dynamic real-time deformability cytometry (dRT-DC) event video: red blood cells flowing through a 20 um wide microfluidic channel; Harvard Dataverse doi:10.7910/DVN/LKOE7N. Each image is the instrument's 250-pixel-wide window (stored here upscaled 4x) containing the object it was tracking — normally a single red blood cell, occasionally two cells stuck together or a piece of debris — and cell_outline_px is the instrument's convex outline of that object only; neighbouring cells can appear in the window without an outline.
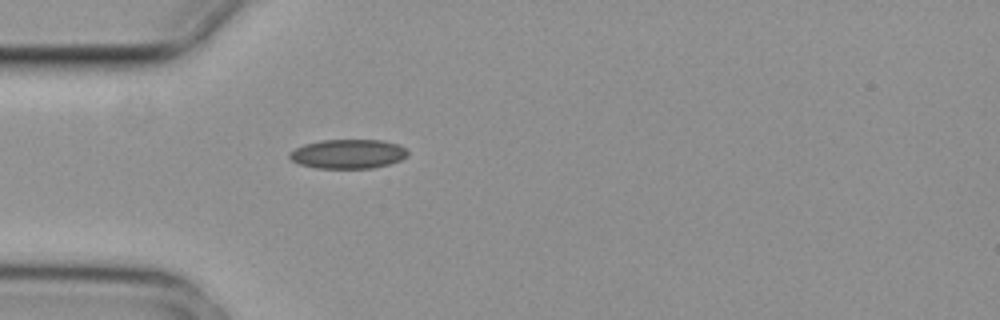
{"species": "common noctule bat (a hibernating species)", "species_latin": "Nyctalus noctula", "temperature_condition": "cold", "stored_images_in_passage": 1, "camera_frame_rate_fps": 3000, "um_per_image_px": 0.085, "animal": {"sex": "female", "body_mass_g": 29.2, "forearm_length_mm": 56.3}, "frame": {"image": 1, "passage_image": 1, "time_ms": 0.0, "image_size_px": [1000, 320], "cell_outline_px": [[408, 156], [400, 160], [388, 164], [372, 168], [316, 168], [300, 164], [292, 160], [288, 156], [288, 152], [304, 144], [320, 140], [384, 140], [400, 144], [408, 152]], "centroid_in_image_um": [29.59, 13.07], "position_along_channel_um": 55.4, "area_um2": 20.23}}